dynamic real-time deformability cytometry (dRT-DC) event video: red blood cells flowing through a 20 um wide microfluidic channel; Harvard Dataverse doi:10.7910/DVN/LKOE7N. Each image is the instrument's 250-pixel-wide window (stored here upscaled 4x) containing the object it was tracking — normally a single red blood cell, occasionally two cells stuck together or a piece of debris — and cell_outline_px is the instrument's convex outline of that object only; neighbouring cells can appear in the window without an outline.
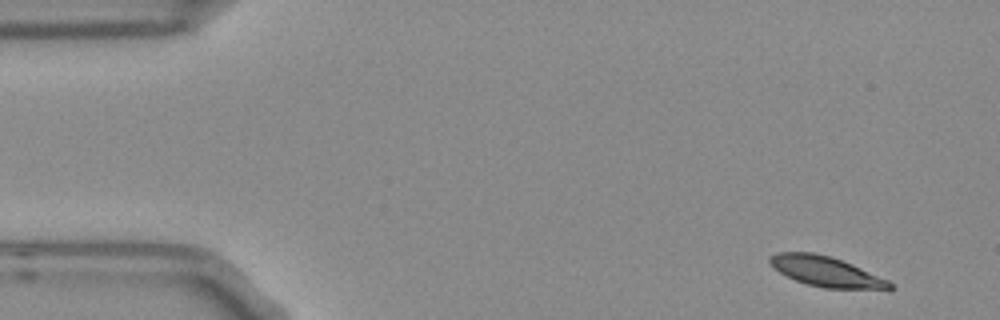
{"species": "Egyptian fruit bat (a non-hibernating species)", "species_latin": "Rousettus aegyptiacus", "temperature_condition": "room temperature", "stored_images_in_passage": 4, "camera_frame_rate_fps": 3000, "um_per_image_px": 0.085, "frame": {"image": 1, "passage_image": 1, "time_ms": 0.0, "image_size_px": [1000, 320], "cell_outline_px": [[896, 288], [888, 292], [824, 288], [808, 284], [796, 280], [772, 268], [768, 264], [768, 256], [776, 252], [812, 252], [832, 256], [852, 264], [888, 280]], "centroid_in_image_um": [70.31, 23.12], "position_along_channel_um": 14.7, "area_um2": 21.91}}